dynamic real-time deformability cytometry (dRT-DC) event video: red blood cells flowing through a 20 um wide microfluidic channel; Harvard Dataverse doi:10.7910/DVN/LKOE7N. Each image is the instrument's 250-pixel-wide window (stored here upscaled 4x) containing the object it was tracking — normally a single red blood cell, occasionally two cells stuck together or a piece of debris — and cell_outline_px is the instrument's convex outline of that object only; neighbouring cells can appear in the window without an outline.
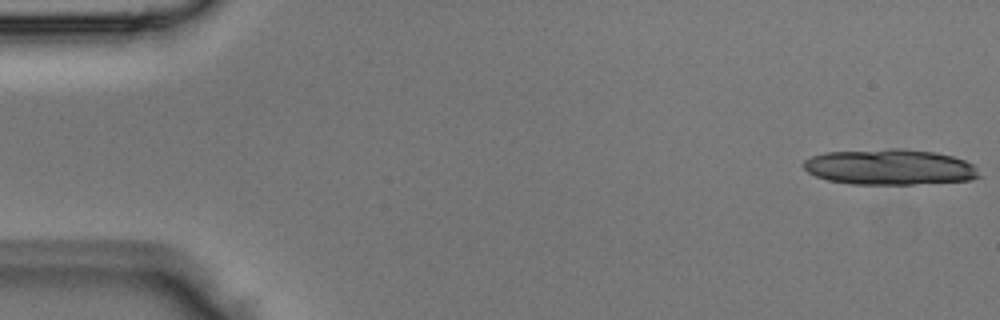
{"species": "Egyptian fruit bat (a non-hibernating species)", "species_latin": "Rousettus aegyptiacus", "temperature_condition": "room temperature", "stored_images_in_passage": 3, "camera_frame_rate_fps": 3000, "um_per_image_px": 0.085, "animal": {"sex": "male"}, "frame": {"image": 1, "passage_image": 1, "time_ms": 0.0, "image_size_px": [1000, 320], "cell_outline_px": [[980, 176], [972, 180], [912, 184], [852, 184], [828, 180], [816, 176], [808, 172], [800, 164], [804, 160], [812, 156], [824, 152], [888, 148], [900, 148], [936, 152], [952, 156], [964, 160], [972, 164], [976, 168]], "centroid_in_image_um": [75.59, 14.19], "position_along_channel_um": 9.4, "area_um2": 36.7}}